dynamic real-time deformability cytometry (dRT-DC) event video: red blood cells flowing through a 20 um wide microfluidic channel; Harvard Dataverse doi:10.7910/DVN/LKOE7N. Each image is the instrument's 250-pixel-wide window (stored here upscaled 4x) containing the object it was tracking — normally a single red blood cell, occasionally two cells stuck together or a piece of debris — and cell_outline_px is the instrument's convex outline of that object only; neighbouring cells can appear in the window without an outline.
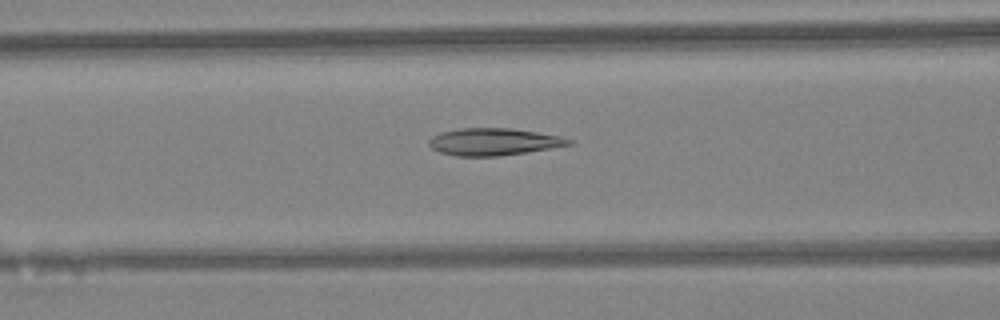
{"species": "Egyptian fruit bat (a non-hibernating species)", "species_latin": "Rousettus aegyptiacus", "temperature_condition": "warm", "stored_images_in_passage": 46, "camera_frame_rate_fps": 3000, "um_per_image_px": 0.085, "animal": {"sex": "female"}, "frame": {"image": 1, "passage_image": 19, "time_ms": 6.0, "image_size_px": [1000, 320], "cell_outline_px": [[572, 144], [528, 152], [496, 156], [456, 156], [440, 152], [432, 148], [428, 144], [428, 140], [432, 136], [440, 132], [460, 128], [512, 128], [560, 136], [572, 140]], "centroid_in_image_um": [41.92, 12.05], "position_along_channel_um": 124.7, "area_um2": 22.08}}
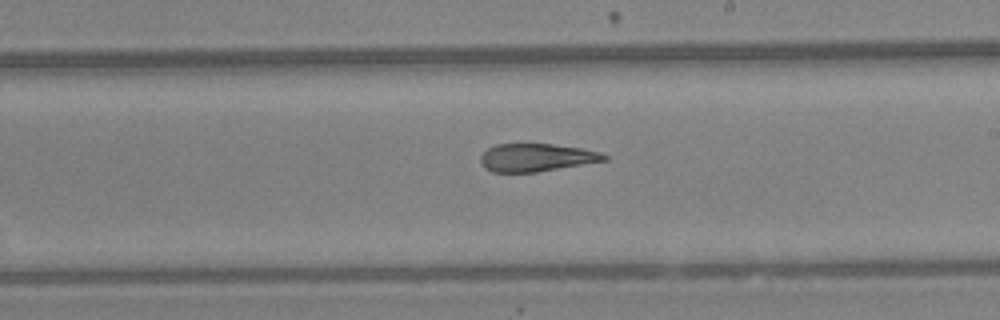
{"frame": {"image": 2, "passage_image": 27, "time_ms": 8.667, "image_size_px": [1000, 320], "cell_outline_px": [[608, 160], [536, 172], [492, 172], [484, 168], [480, 160], [480, 156], [488, 148], [496, 144], [552, 144], [580, 148], [600, 152], [608, 156]], "centroid_in_image_um": [45.58, 13.39], "position_along_channel_um": 243.4, "area_um2": 20.0}}
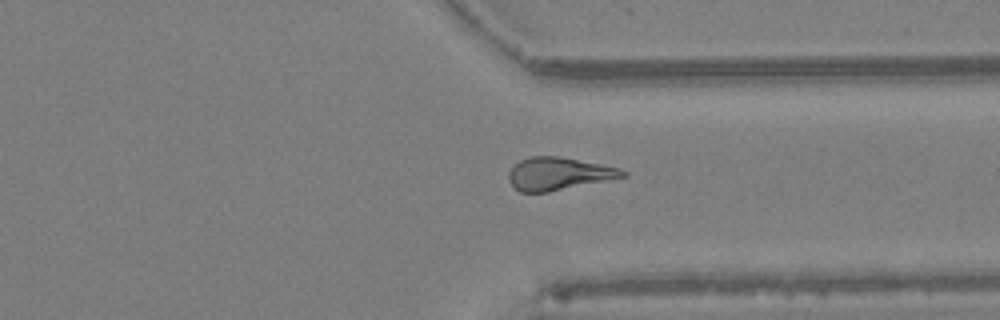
{"frame": {"image": 3, "passage_image": 35, "time_ms": 11.333, "image_size_px": [1000, 320], "cell_outline_px": [[628, 176], [548, 192], [520, 192], [508, 180], [508, 172], [520, 160], [532, 156], [560, 156], [620, 168], [628, 172]], "centroid_in_image_um": [47.5, 14.76], "position_along_channel_um": 363.9, "area_um2": 21.62}, "authors_computed_cell_mechanics": {"area_um2": 22.1663, "velocity_mm_per_s": 4.4809, "shape_relaxation_time_tau1_ms": null, "shape_relaxation_time_tau2_ms": 4.0777, "deformation_change_tau1": null, "deformation_change_tau2": 0.1376}}